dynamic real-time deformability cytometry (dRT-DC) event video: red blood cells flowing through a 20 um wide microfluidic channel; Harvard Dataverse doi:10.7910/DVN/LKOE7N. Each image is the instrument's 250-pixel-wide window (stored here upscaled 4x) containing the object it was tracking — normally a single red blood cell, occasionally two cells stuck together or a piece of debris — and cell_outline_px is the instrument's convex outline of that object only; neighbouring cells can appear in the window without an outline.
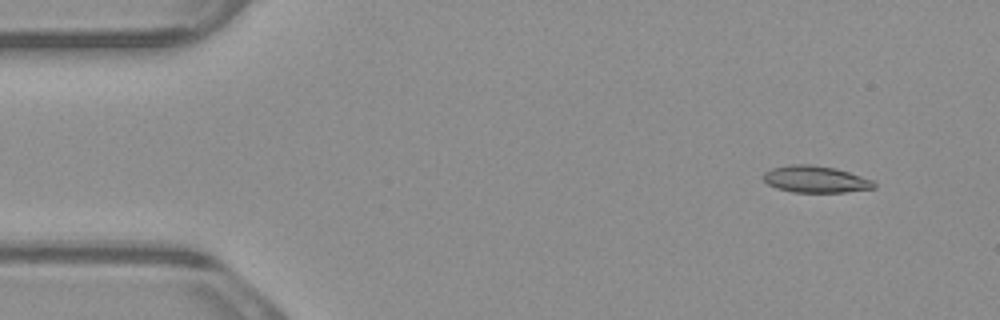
{"species": "common noctule bat (a hibernating species)", "species_latin": "Nyctalus noctula", "temperature_condition": "warm", "stored_images_in_passage": 5, "camera_frame_rate_fps": 3000, "um_per_image_px": 0.085, "animal": {"sex": "male", "body_mass_g": 23.1, "forearm_length_mm": 52.7}, "frame": {"image": 1, "passage_image": 2, "time_ms": 0.333, "image_size_px": [1000, 320], "cell_outline_px": [[876, 188], [844, 192], [792, 192], [776, 188], [768, 184], [764, 180], [764, 172], [772, 168], [792, 164], [812, 164], [836, 168], [872, 180], [876, 184]], "centroid_in_image_um": [69.31, 15.23], "position_along_channel_um": 15.7, "area_um2": 17.22}}
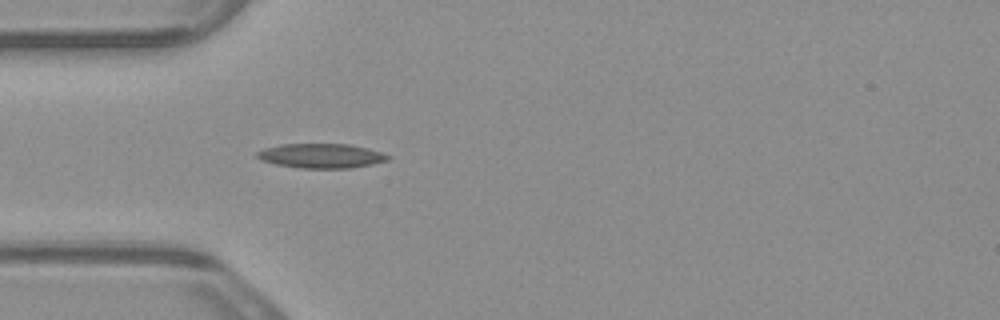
{"frame": {"image": 2, "passage_image": 5, "time_ms": 1.333, "image_size_px": [1000, 320], "cell_outline_px": [[392, 156], [388, 160], [372, 164], [348, 168], [300, 168], [276, 164], [260, 160], [256, 156], [256, 152], [264, 148], [280, 144], [348, 144], [368, 148]], "centroid_in_image_um": [27.28, 13.24], "position_along_channel_um": 57.7, "area_um2": 18.67}}